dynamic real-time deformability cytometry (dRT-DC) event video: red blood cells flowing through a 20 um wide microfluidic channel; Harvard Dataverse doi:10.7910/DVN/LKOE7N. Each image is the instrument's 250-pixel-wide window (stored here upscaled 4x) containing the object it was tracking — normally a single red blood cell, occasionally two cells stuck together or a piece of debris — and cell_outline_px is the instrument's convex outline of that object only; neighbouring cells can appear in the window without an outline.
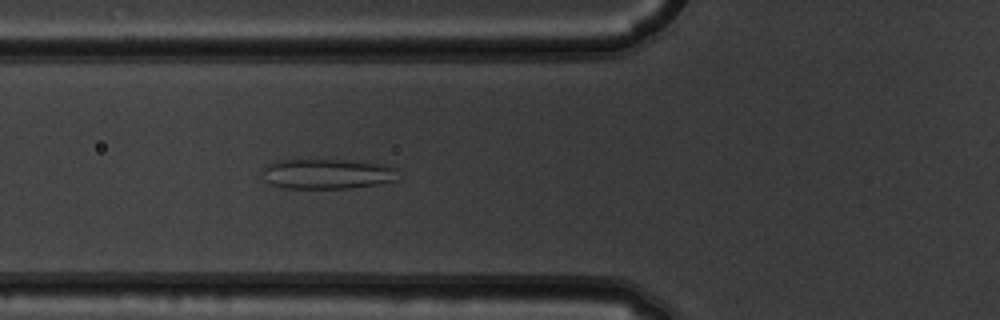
{"species": "common noctule bat (a hibernating species)", "species_latin": "Nyctalus noctula", "temperature_condition": "warm", "stored_images_in_passage": 5, "camera_frame_rate_fps": 3000, "um_per_image_px": 0.085, "animal": {"sex": "male", "body_mass_g": 19.5, "forearm_length_mm": 54.6}, "frame": {"image": 1, "passage_image": 5, "time_ms": 1.333, "image_size_px": [1000, 320], "cell_outline_px": [[396, 180], [376, 184], [352, 188], [284, 188], [272, 184], [268, 180], [264, 168], [264, 164], [276, 160], [308, 156], [384, 164], [396, 168]], "centroid_in_image_um": [27.77, 14.72], "position_along_channel_um": 98.0, "area_um2": 24.51}}